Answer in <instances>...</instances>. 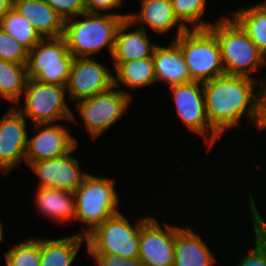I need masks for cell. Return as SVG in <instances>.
Masks as SVG:
<instances>
[{"label": "cell", "instance_id": "cell-15", "mask_svg": "<svg viewBox=\"0 0 266 266\" xmlns=\"http://www.w3.org/2000/svg\"><path fill=\"white\" fill-rule=\"evenodd\" d=\"M52 124H34L39 132L31 139L28 138L25 154L28 165L31 162L62 157L77 147L76 138L68 133L66 127Z\"/></svg>", "mask_w": 266, "mask_h": 266}, {"label": "cell", "instance_id": "cell-29", "mask_svg": "<svg viewBox=\"0 0 266 266\" xmlns=\"http://www.w3.org/2000/svg\"><path fill=\"white\" fill-rule=\"evenodd\" d=\"M28 50L0 27V59L26 64Z\"/></svg>", "mask_w": 266, "mask_h": 266}, {"label": "cell", "instance_id": "cell-11", "mask_svg": "<svg viewBox=\"0 0 266 266\" xmlns=\"http://www.w3.org/2000/svg\"><path fill=\"white\" fill-rule=\"evenodd\" d=\"M164 226L165 230L150 216L141 224L139 259L145 266L174 265L175 226Z\"/></svg>", "mask_w": 266, "mask_h": 266}, {"label": "cell", "instance_id": "cell-3", "mask_svg": "<svg viewBox=\"0 0 266 266\" xmlns=\"http://www.w3.org/2000/svg\"><path fill=\"white\" fill-rule=\"evenodd\" d=\"M210 29L220 45L226 74L251 77L249 73L266 64L265 55L231 16L216 20Z\"/></svg>", "mask_w": 266, "mask_h": 266}, {"label": "cell", "instance_id": "cell-18", "mask_svg": "<svg viewBox=\"0 0 266 266\" xmlns=\"http://www.w3.org/2000/svg\"><path fill=\"white\" fill-rule=\"evenodd\" d=\"M215 258L203 239L193 230L175 226L173 266H213Z\"/></svg>", "mask_w": 266, "mask_h": 266}, {"label": "cell", "instance_id": "cell-2", "mask_svg": "<svg viewBox=\"0 0 266 266\" xmlns=\"http://www.w3.org/2000/svg\"><path fill=\"white\" fill-rule=\"evenodd\" d=\"M129 14L84 12V20L70 18L65 21L63 37L74 58H85L109 47L112 56L119 25Z\"/></svg>", "mask_w": 266, "mask_h": 266}, {"label": "cell", "instance_id": "cell-37", "mask_svg": "<svg viewBox=\"0 0 266 266\" xmlns=\"http://www.w3.org/2000/svg\"><path fill=\"white\" fill-rule=\"evenodd\" d=\"M2 223L0 222V242L3 240V230Z\"/></svg>", "mask_w": 266, "mask_h": 266}, {"label": "cell", "instance_id": "cell-16", "mask_svg": "<svg viewBox=\"0 0 266 266\" xmlns=\"http://www.w3.org/2000/svg\"><path fill=\"white\" fill-rule=\"evenodd\" d=\"M12 7L32 24L42 38L63 36L64 19L44 0H18Z\"/></svg>", "mask_w": 266, "mask_h": 266}, {"label": "cell", "instance_id": "cell-12", "mask_svg": "<svg viewBox=\"0 0 266 266\" xmlns=\"http://www.w3.org/2000/svg\"><path fill=\"white\" fill-rule=\"evenodd\" d=\"M93 58H74L67 93L76 102L105 92L114 86V76Z\"/></svg>", "mask_w": 266, "mask_h": 266}, {"label": "cell", "instance_id": "cell-10", "mask_svg": "<svg viewBox=\"0 0 266 266\" xmlns=\"http://www.w3.org/2000/svg\"><path fill=\"white\" fill-rule=\"evenodd\" d=\"M170 89L173 92L176 111L180 119L190 130L202 135L207 145L215 144L221 135L208 120L203 83L191 81L171 86ZM207 128L210 130L209 136L206 135Z\"/></svg>", "mask_w": 266, "mask_h": 266}, {"label": "cell", "instance_id": "cell-13", "mask_svg": "<svg viewBox=\"0 0 266 266\" xmlns=\"http://www.w3.org/2000/svg\"><path fill=\"white\" fill-rule=\"evenodd\" d=\"M26 120L18 108L9 109L0 119V172L20 166L27 150Z\"/></svg>", "mask_w": 266, "mask_h": 266}, {"label": "cell", "instance_id": "cell-35", "mask_svg": "<svg viewBox=\"0 0 266 266\" xmlns=\"http://www.w3.org/2000/svg\"><path fill=\"white\" fill-rule=\"evenodd\" d=\"M261 90L260 95V116H259V122H258V129L259 131L266 129V83H264Z\"/></svg>", "mask_w": 266, "mask_h": 266}, {"label": "cell", "instance_id": "cell-33", "mask_svg": "<svg viewBox=\"0 0 266 266\" xmlns=\"http://www.w3.org/2000/svg\"><path fill=\"white\" fill-rule=\"evenodd\" d=\"M124 2L123 0H83L86 12H98L117 9Z\"/></svg>", "mask_w": 266, "mask_h": 266}, {"label": "cell", "instance_id": "cell-32", "mask_svg": "<svg viewBox=\"0 0 266 266\" xmlns=\"http://www.w3.org/2000/svg\"><path fill=\"white\" fill-rule=\"evenodd\" d=\"M95 258L98 266H145L139 258H123L119 255L108 253H90Z\"/></svg>", "mask_w": 266, "mask_h": 266}, {"label": "cell", "instance_id": "cell-27", "mask_svg": "<svg viewBox=\"0 0 266 266\" xmlns=\"http://www.w3.org/2000/svg\"><path fill=\"white\" fill-rule=\"evenodd\" d=\"M4 256L7 266H40L41 238L20 242Z\"/></svg>", "mask_w": 266, "mask_h": 266}, {"label": "cell", "instance_id": "cell-22", "mask_svg": "<svg viewBox=\"0 0 266 266\" xmlns=\"http://www.w3.org/2000/svg\"><path fill=\"white\" fill-rule=\"evenodd\" d=\"M84 240L82 233L56 240L41 238L40 266H70Z\"/></svg>", "mask_w": 266, "mask_h": 266}, {"label": "cell", "instance_id": "cell-26", "mask_svg": "<svg viewBox=\"0 0 266 266\" xmlns=\"http://www.w3.org/2000/svg\"><path fill=\"white\" fill-rule=\"evenodd\" d=\"M0 27L28 51L42 39L32 24L13 7L0 19Z\"/></svg>", "mask_w": 266, "mask_h": 266}, {"label": "cell", "instance_id": "cell-6", "mask_svg": "<svg viewBox=\"0 0 266 266\" xmlns=\"http://www.w3.org/2000/svg\"><path fill=\"white\" fill-rule=\"evenodd\" d=\"M73 60L63 36L42 38L28 52L27 77L44 84L67 86Z\"/></svg>", "mask_w": 266, "mask_h": 266}, {"label": "cell", "instance_id": "cell-34", "mask_svg": "<svg viewBox=\"0 0 266 266\" xmlns=\"http://www.w3.org/2000/svg\"><path fill=\"white\" fill-rule=\"evenodd\" d=\"M249 202H250V207H251V214H252V224H253V230L254 234L257 235L260 239L266 241V222L264 221L263 218H261V215L259 214L256 204L253 201V197L251 192L249 191Z\"/></svg>", "mask_w": 266, "mask_h": 266}, {"label": "cell", "instance_id": "cell-14", "mask_svg": "<svg viewBox=\"0 0 266 266\" xmlns=\"http://www.w3.org/2000/svg\"><path fill=\"white\" fill-rule=\"evenodd\" d=\"M75 148L66 155L54 159L31 162L30 169L40 178V188H54L74 192L89 173L80 171L79 161L71 156Z\"/></svg>", "mask_w": 266, "mask_h": 266}, {"label": "cell", "instance_id": "cell-4", "mask_svg": "<svg viewBox=\"0 0 266 266\" xmlns=\"http://www.w3.org/2000/svg\"><path fill=\"white\" fill-rule=\"evenodd\" d=\"M173 40L181 49L192 81L204 83L226 74L220 45L210 28H189Z\"/></svg>", "mask_w": 266, "mask_h": 266}, {"label": "cell", "instance_id": "cell-7", "mask_svg": "<svg viewBox=\"0 0 266 266\" xmlns=\"http://www.w3.org/2000/svg\"><path fill=\"white\" fill-rule=\"evenodd\" d=\"M144 217L132 226L120 212L86 235L89 253H108L123 258H139V237Z\"/></svg>", "mask_w": 266, "mask_h": 266}, {"label": "cell", "instance_id": "cell-28", "mask_svg": "<svg viewBox=\"0 0 266 266\" xmlns=\"http://www.w3.org/2000/svg\"><path fill=\"white\" fill-rule=\"evenodd\" d=\"M175 15L189 29L186 22L191 23L192 29L210 28L211 24L201 21L205 12L206 0H170Z\"/></svg>", "mask_w": 266, "mask_h": 266}, {"label": "cell", "instance_id": "cell-17", "mask_svg": "<svg viewBox=\"0 0 266 266\" xmlns=\"http://www.w3.org/2000/svg\"><path fill=\"white\" fill-rule=\"evenodd\" d=\"M132 25L124 19L119 25L112 54L113 61H133L152 57L157 45L149 42L146 29L141 25L139 29L125 32Z\"/></svg>", "mask_w": 266, "mask_h": 266}, {"label": "cell", "instance_id": "cell-21", "mask_svg": "<svg viewBox=\"0 0 266 266\" xmlns=\"http://www.w3.org/2000/svg\"><path fill=\"white\" fill-rule=\"evenodd\" d=\"M35 199L39 211L50 219L61 221V223L75 219L74 192L38 187Z\"/></svg>", "mask_w": 266, "mask_h": 266}, {"label": "cell", "instance_id": "cell-24", "mask_svg": "<svg viewBox=\"0 0 266 266\" xmlns=\"http://www.w3.org/2000/svg\"><path fill=\"white\" fill-rule=\"evenodd\" d=\"M112 63L118 80L131 89L157 82L152 57L133 61H113Z\"/></svg>", "mask_w": 266, "mask_h": 266}, {"label": "cell", "instance_id": "cell-19", "mask_svg": "<svg viewBox=\"0 0 266 266\" xmlns=\"http://www.w3.org/2000/svg\"><path fill=\"white\" fill-rule=\"evenodd\" d=\"M172 43L168 47L157 45L152 56L156 81L170 87L192 81L179 45L174 40Z\"/></svg>", "mask_w": 266, "mask_h": 266}, {"label": "cell", "instance_id": "cell-5", "mask_svg": "<svg viewBox=\"0 0 266 266\" xmlns=\"http://www.w3.org/2000/svg\"><path fill=\"white\" fill-rule=\"evenodd\" d=\"M74 194L75 219L88 224V229L83 228V236L89 234L108 218L119 213L116 209L119 203L118 196L112 179L88 174L83 183L74 191Z\"/></svg>", "mask_w": 266, "mask_h": 266}, {"label": "cell", "instance_id": "cell-25", "mask_svg": "<svg viewBox=\"0 0 266 266\" xmlns=\"http://www.w3.org/2000/svg\"><path fill=\"white\" fill-rule=\"evenodd\" d=\"M28 80L26 64L0 59V95L12 103H20Z\"/></svg>", "mask_w": 266, "mask_h": 266}, {"label": "cell", "instance_id": "cell-9", "mask_svg": "<svg viewBox=\"0 0 266 266\" xmlns=\"http://www.w3.org/2000/svg\"><path fill=\"white\" fill-rule=\"evenodd\" d=\"M118 80L114 77V86L93 97L76 101V108L83 117L88 133L97 138L119 120L131 102L130 94L117 89Z\"/></svg>", "mask_w": 266, "mask_h": 266}, {"label": "cell", "instance_id": "cell-30", "mask_svg": "<svg viewBox=\"0 0 266 266\" xmlns=\"http://www.w3.org/2000/svg\"><path fill=\"white\" fill-rule=\"evenodd\" d=\"M64 21L85 12L83 0H44Z\"/></svg>", "mask_w": 266, "mask_h": 266}, {"label": "cell", "instance_id": "cell-8", "mask_svg": "<svg viewBox=\"0 0 266 266\" xmlns=\"http://www.w3.org/2000/svg\"><path fill=\"white\" fill-rule=\"evenodd\" d=\"M66 91L67 87L64 85L44 84L28 78L23 92L25 106L18 110L23 116L27 115L32 119L34 124H51L59 119L76 122L65 102Z\"/></svg>", "mask_w": 266, "mask_h": 266}, {"label": "cell", "instance_id": "cell-20", "mask_svg": "<svg viewBox=\"0 0 266 266\" xmlns=\"http://www.w3.org/2000/svg\"><path fill=\"white\" fill-rule=\"evenodd\" d=\"M139 14H129L128 20L132 24H147L157 33H165L179 22L175 38L184 33L185 27L175 15L170 0H142Z\"/></svg>", "mask_w": 266, "mask_h": 266}, {"label": "cell", "instance_id": "cell-38", "mask_svg": "<svg viewBox=\"0 0 266 266\" xmlns=\"http://www.w3.org/2000/svg\"><path fill=\"white\" fill-rule=\"evenodd\" d=\"M12 4L14 3V2H16V1H18V0H9Z\"/></svg>", "mask_w": 266, "mask_h": 266}, {"label": "cell", "instance_id": "cell-31", "mask_svg": "<svg viewBox=\"0 0 266 266\" xmlns=\"http://www.w3.org/2000/svg\"><path fill=\"white\" fill-rule=\"evenodd\" d=\"M255 245L236 266H266V241L255 235Z\"/></svg>", "mask_w": 266, "mask_h": 266}, {"label": "cell", "instance_id": "cell-1", "mask_svg": "<svg viewBox=\"0 0 266 266\" xmlns=\"http://www.w3.org/2000/svg\"><path fill=\"white\" fill-rule=\"evenodd\" d=\"M256 83L248 76L228 74L203 83L207 117L220 135L240 126L242 115H248L257 127L262 88L257 93L253 91Z\"/></svg>", "mask_w": 266, "mask_h": 266}, {"label": "cell", "instance_id": "cell-23", "mask_svg": "<svg viewBox=\"0 0 266 266\" xmlns=\"http://www.w3.org/2000/svg\"><path fill=\"white\" fill-rule=\"evenodd\" d=\"M229 13L266 57V6L259 2Z\"/></svg>", "mask_w": 266, "mask_h": 266}, {"label": "cell", "instance_id": "cell-36", "mask_svg": "<svg viewBox=\"0 0 266 266\" xmlns=\"http://www.w3.org/2000/svg\"><path fill=\"white\" fill-rule=\"evenodd\" d=\"M12 8L9 0H0V19Z\"/></svg>", "mask_w": 266, "mask_h": 266}]
</instances>
